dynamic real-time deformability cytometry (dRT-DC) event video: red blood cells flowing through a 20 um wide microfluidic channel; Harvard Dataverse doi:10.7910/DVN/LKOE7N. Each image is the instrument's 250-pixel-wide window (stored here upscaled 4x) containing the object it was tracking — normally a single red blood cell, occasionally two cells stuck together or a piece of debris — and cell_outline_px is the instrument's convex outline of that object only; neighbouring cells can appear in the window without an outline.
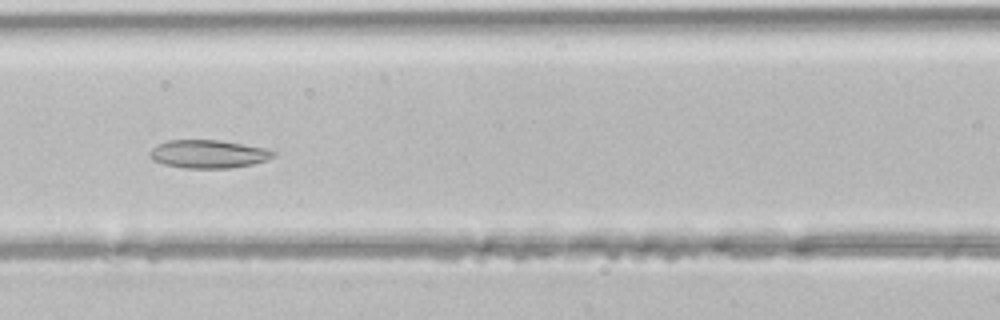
{"species": "common noctule bat (a hibernating species)", "species_latin": "Nyctalus noctula", "temperature_condition": "room temperature", "stored_images_in_passage": 21, "camera_frame_rate_fps": 3000, "um_per_image_px": 0.085, "animal": {"sex": "male", "body_mass_g": 21.5, "forearm_length_mm": 52.0}, "frame": {"image": 1, "passage_image": 10, "time_ms": 3.0, "image_size_px": [1000, 320], "cell_outline_px": [[276, 156], [268, 160], [252, 164], [228, 168], [184, 168], [164, 164], [152, 160], [148, 152], [156, 144], [168, 140], [220, 140], [268, 148], [276, 152]], "centroid_in_image_um": [17.73, 13.08], "position_along_channel_um": 148.9, "area_um2": 20.52}}
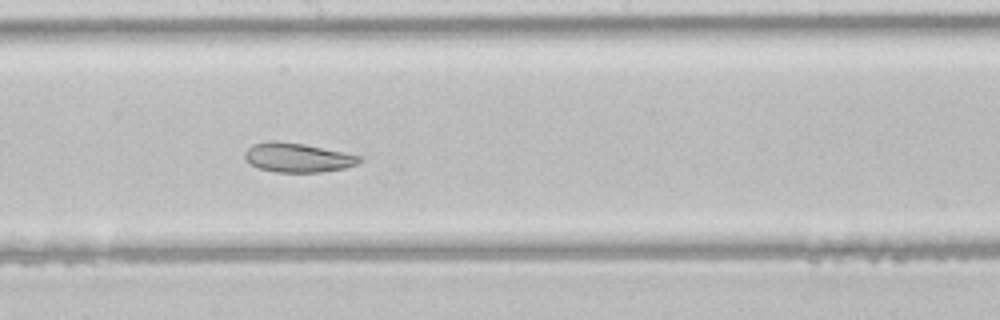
{"frame": {"image": 2, "passage_image": 15, "time_ms": 4.667, "image_size_px": [1000, 320], "cell_outline_px": [[364, 160], [356, 164], [344, 168], [320, 172], [276, 172], [260, 168], [252, 164], [244, 156], [244, 152], [252, 144], [304, 144], [364, 156]], "centroid_in_image_um": [25.41, 13.44], "position_along_channel_um": 222.8, "area_um2": 18.73}}